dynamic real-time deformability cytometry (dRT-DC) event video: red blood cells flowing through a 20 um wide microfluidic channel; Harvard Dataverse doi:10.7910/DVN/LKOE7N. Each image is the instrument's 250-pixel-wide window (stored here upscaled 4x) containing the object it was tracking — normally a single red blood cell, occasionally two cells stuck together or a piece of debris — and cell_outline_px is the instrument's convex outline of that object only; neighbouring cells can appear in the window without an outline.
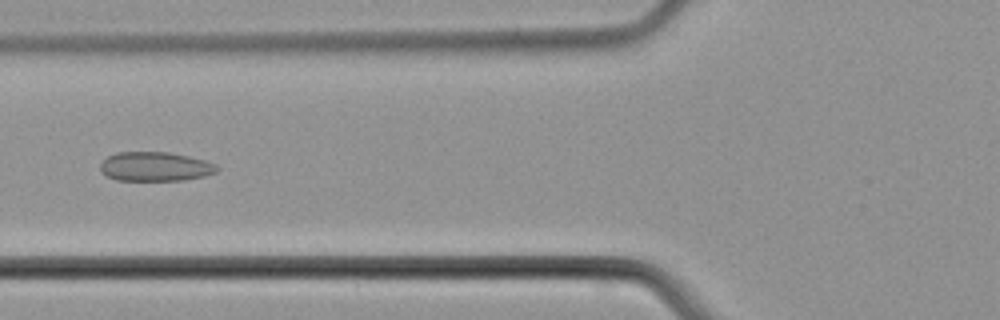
{"species": "common noctule bat (a hibernating species)", "species_latin": "Nyctalus noctula", "temperature_condition": "cold", "stored_images_in_passage": 39, "camera_frame_rate_fps": 3000, "um_per_image_px": 0.085, "animal": {"sex": "male", "body_mass_g": 21.5, "forearm_length_mm": 52.0}, "frame": {"image": 1, "passage_image": 16, "time_ms": 5.0, "image_size_px": [1000, 320], "cell_outline_px": [[220, 168], [216, 172], [204, 176], [184, 180], [116, 180], [100, 172], [100, 164], [108, 156], [116, 152], [168, 152], [188, 156], [204, 160], [216, 164]], "centroid_in_image_um": [13.19, 14.16], "position_along_channel_um": 112.6, "area_um2": 19.88}}
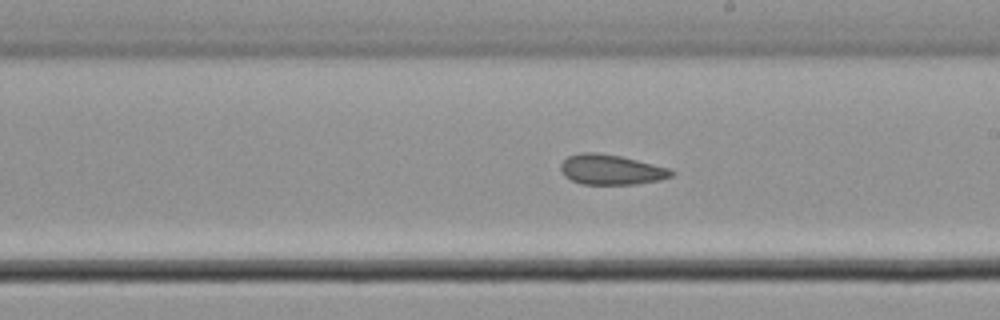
{"frame": {"image": 2, "passage_image": 25, "time_ms": 8.0, "image_size_px": [1000, 320], "cell_outline_px": [[676, 172], [672, 176], [660, 180], [636, 184], [580, 184], [564, 176], [560, 168], [560, 164], [568, 156], [580, 152], [596, 152], [620, 156], [668, 168]], "centroid_in_image_um": [51.92, 14.42], "position_along_channel_um": 237.1, "area_um2": 19.36}}
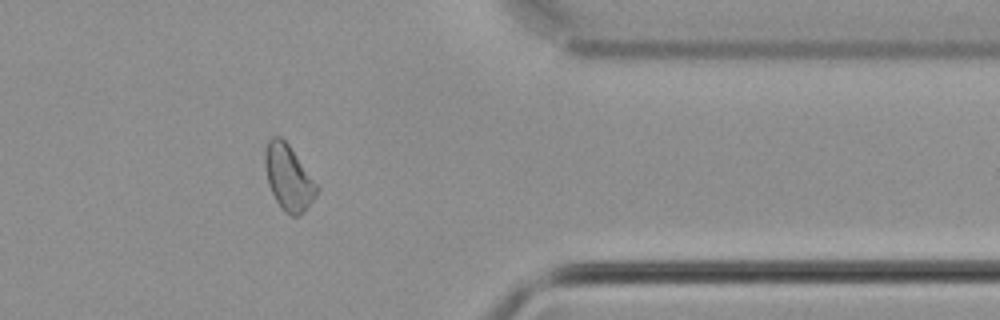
{"frame": {"image": 3, "passage_image": 37, "time_ms": 12.0, "image_size_px": [1000, 320], "cell_outline_px": [[320, 188], [316, 196], [304, 212], [300, 216], [292, 216], [284, 212], [276, 200], [268, 184], [264, 164], [264, 152], [268, 140], [272, 136], [280, 136], [288, 144]], "centroid_in_image_um": [24.52, 15.11], "position_along_channel_um": 386.9, "area_um2": 19.77}}